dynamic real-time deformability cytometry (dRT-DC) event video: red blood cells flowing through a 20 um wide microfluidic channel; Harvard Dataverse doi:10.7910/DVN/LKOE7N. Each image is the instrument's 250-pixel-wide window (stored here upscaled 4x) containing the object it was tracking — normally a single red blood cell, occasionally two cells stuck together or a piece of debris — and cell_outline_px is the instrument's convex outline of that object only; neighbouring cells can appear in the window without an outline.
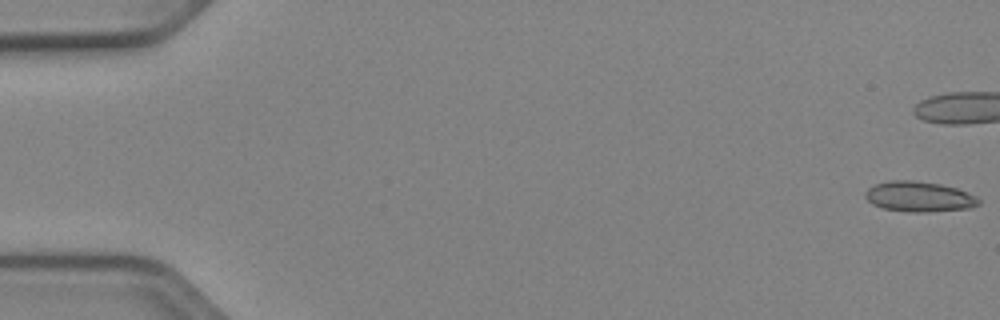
{"species": "Egyptian fruit bat (a non-hibernating species)", "species_latin": "Rousettus aegyptiacus", "temperature_condition": "cold", "stored_images_in_passage": 43, "camera_frame_rate_fps": 3000, "um_per_image_px": 0.085, "animal": {"sex": "female"}, "frame": {"image": 1, "passage_image": 1, "time_ms": 0.0, "image_size_px": [1000, 320], "cell_outline_px": [[980, 204], [972, 208], [928, 212], [908, 212], [884, 208], [872, 204], [864, 196], [864, 192], [868, 188], [876, 184], [892, 180], [916, 180], [940, 184], [956, 188], [968, 192], [976, 196], [980, 200]], "centroid_in_image_um": [78.14, 16.71], "position_along_channel_um": 6.9, "area_um2": 20.17}}
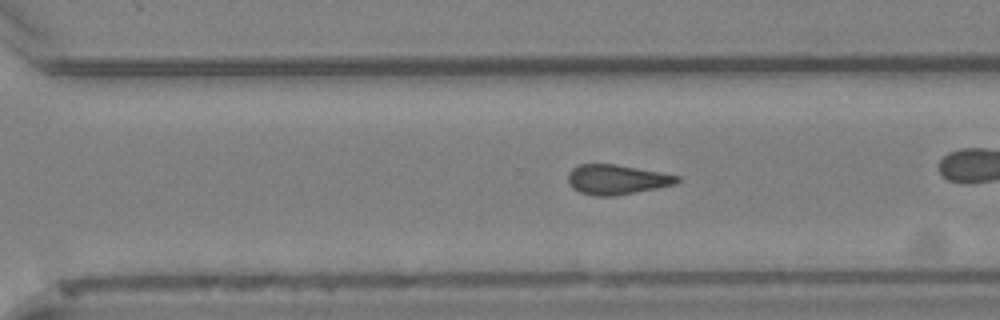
{"frame": {"image": 2, "passage_image": 37, "time_ms": 12.0, "image_size_px": [1000, 320], "cell_outline_px": [[680, 180], [676, 184], [656, 188], [612, 196], [592, 196], [580, 192], [572, 188], [568, 184], [568, 172], [572, 168], [580, 164], [616, 164], [660, 172], [680, 176]], "centroid_in_image_um": [52.39, 15.26], "position_along_channel_um": 318.2, "area_um2": 18.96}, "authors_computed_cell_mechanics": {"area_um2": 19.363, "velocity_mm_per_s": 3.9346, "shape_relaxation_time_tau1_ms": null, "shape_relaxation_time_tau2_ms": 3.151, "deformation_change_tau1": null, "deformation_change_tau2": 0.1075}}